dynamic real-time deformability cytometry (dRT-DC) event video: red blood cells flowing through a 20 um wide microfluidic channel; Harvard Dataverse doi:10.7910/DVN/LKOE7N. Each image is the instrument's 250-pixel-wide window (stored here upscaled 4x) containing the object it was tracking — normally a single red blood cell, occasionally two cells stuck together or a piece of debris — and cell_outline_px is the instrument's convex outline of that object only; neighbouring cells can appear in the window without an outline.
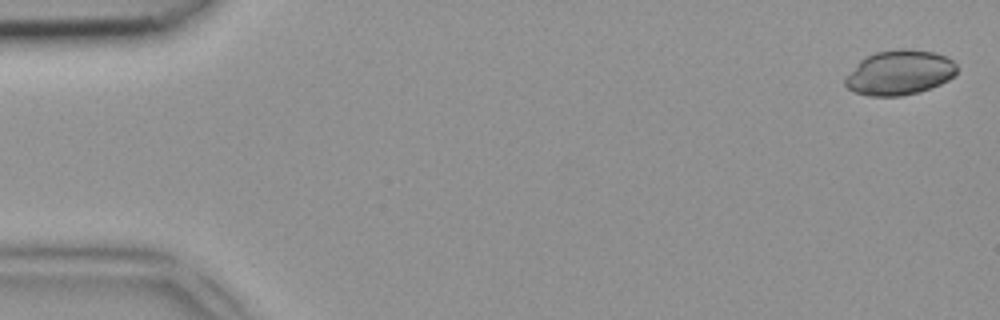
{"species": "common noctule bat (a hibernating species)", "species_latin": "Nyctalus noctula", "temperature_condition": "room temperature", "stored_images_in_passage": 48, "camera_frame_rate_fps": 3000, "um_per_image_px": 0.085, "animal": {"sex": "female", "body_mass_g": 18.4}, "frame": {"image": 1, "passage_image": 2, "time_ms": 0.333, "image_size_px": [1000, 320], "cell_outline_px": [[956, 72], [948, 80], [940, 84], [920, 92], [900, 96], [868, 96], [856, 92], [848, 88], [844, 84], [844, 80], [860, 60], [876, 52], [900, 48], [908, 48], [932, 52], [944, 56], [952, 60], [956, 64]], "centroid_in_image_um": [76.46, 6.17], "position_along_channel_um": 8.5, "area_um2": 28.96}}
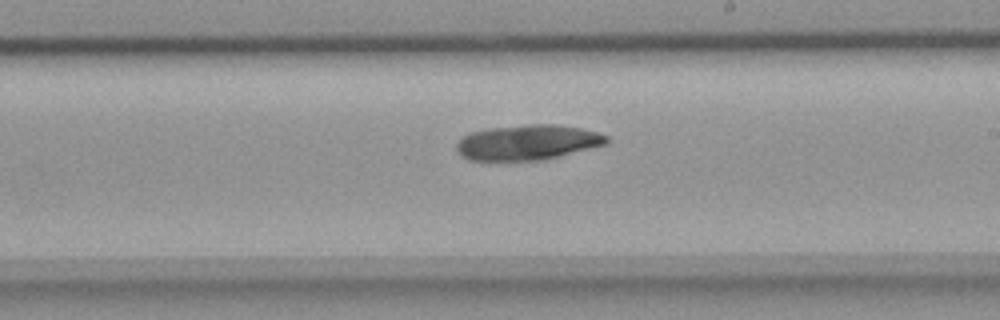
{"frame": {"image": 2, "passage_image": 28, "time_ms": 9.0, "image_size_px": [1000, 320], "cell_outline_px": [[608, 144], [544, 160], [468, 160], [456, 148], [456, 144], [468, 132], [488, 128], [528, 124], [556, 124], [580, 128], [596, 132], [608, 136]], "centroid_in_image_um": [44.87, 12.09], "position_along_channel_um": 244.1, "area_um2": 30.75}}
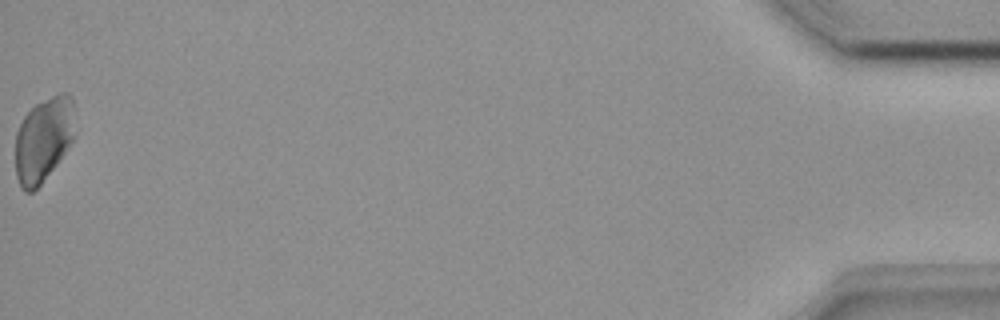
{"frame": {"image": 3, "passage_image": 48, "time_ms": 15.667, "image_size_px": [1000, 320], "cell_outline_px": [[76, 136], [56, 164], [40, 184], [32, 192], [24, 192], [20, 188], [16, 176], [16, 132], [24, 116], [36, 104], [60, 92], [68, 92], [72, 96]], "centroid_in_image_um": [3.71, 11.84], "position_along_channel_um": 431.5, "area_um2": 29.42}}